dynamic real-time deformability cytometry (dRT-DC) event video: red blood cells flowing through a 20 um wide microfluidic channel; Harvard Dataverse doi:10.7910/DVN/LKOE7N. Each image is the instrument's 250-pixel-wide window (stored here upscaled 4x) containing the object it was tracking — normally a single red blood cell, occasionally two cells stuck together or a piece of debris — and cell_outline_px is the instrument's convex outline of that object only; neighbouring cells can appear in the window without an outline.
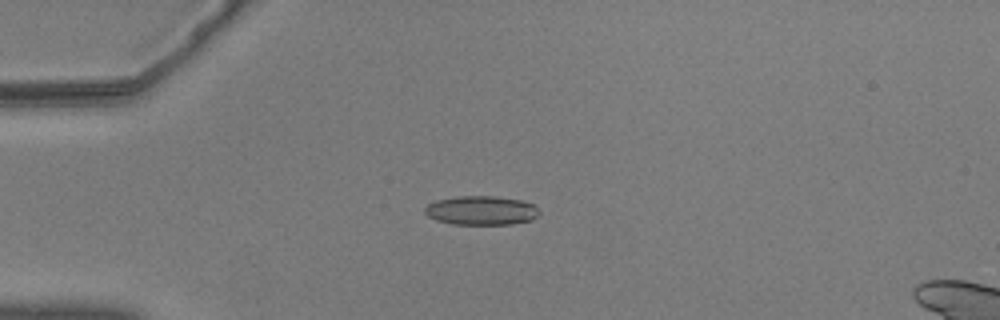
{"species": "common noctule bat (a hibernating species)", "species_latin": "Nyctalus noctula", "temperature_condition": "warm", "stored_images_in_passage": 42, "camera_frame_rate_fps": 3000, "um_per_image_px": 0.085, "animal": {"sex": "male", "body_mass_g": 20.5, "forearm_length_mm": 52.5}, "frame": {"image": 1, "passage_image": 1, "time_ms": 0.0, "image_size_px": [1000, 320], "cell_outline_px": [[540, 212], [532, 220], [512, 224], [452, 224], [436, 220], [428, 216], [424, 212], [424, 208], [428, 204], [436, 200], [456, 196], [496, 196], [520, 200], [532, 204]], "centroid_in_image_um": [40.88, 17.89], "position_along_channel_um": 44.1, "area_um2": 19.36}}
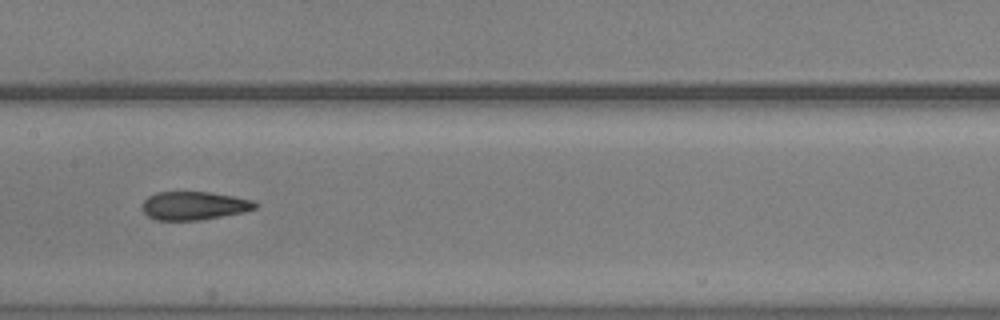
{"frame": {"image": 2, "passage_image": 15, "time_ms": 4.667, "image_size_px": [1000, 320], "cell_outline_px": [[256, 208], [240, 212], [220, 216], [196, 220], [156, 220], [148, 216], [140, 208], [140, 204], [148, 196], [156, 192], [208, 192], [232, 196], [252, 200], [256, 204]], "centroid_in_image_um": [16.39, 17.47], "position_along_channel_um": 191.0, "area_um2": 18.44}}
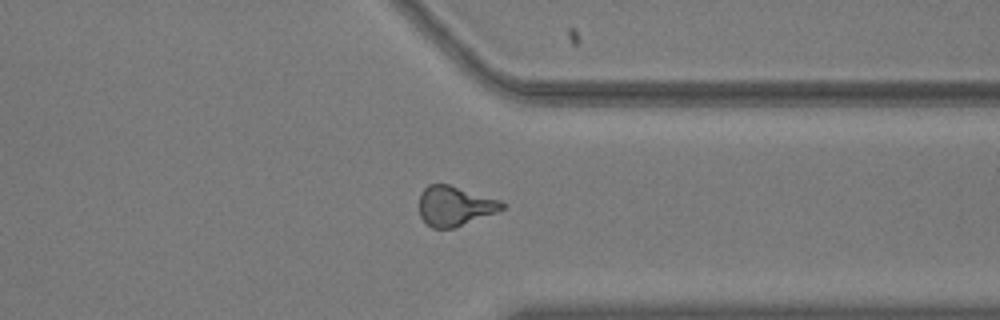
{"frame": {"image": 3, "passage_image": 30, "time_ms": 9.667, "image_size_px": [1000, 320], "cell_outline_px": [[504, 208], [496, 212], [456, 228], [432, 228], [420, 216], [420, 192], [428, 184], [448, 184], [500, 200], [504, 204]], "centroid_in_image_um": [38.64, 17.51], "position_along_channel_um": 372.8, "area_um2": 19.07}, "authors_computed_cell_mechanics": {"area_um2": 19.0451, "velocity_mm_per_s": 3.6688, "shape_relaxation_time_tau1_ms": null, "shape_relaxation_time_tau2_ms": 1.8238, "deformation_change_tau1": null, "deformation_change_tau2": 0.0998}}